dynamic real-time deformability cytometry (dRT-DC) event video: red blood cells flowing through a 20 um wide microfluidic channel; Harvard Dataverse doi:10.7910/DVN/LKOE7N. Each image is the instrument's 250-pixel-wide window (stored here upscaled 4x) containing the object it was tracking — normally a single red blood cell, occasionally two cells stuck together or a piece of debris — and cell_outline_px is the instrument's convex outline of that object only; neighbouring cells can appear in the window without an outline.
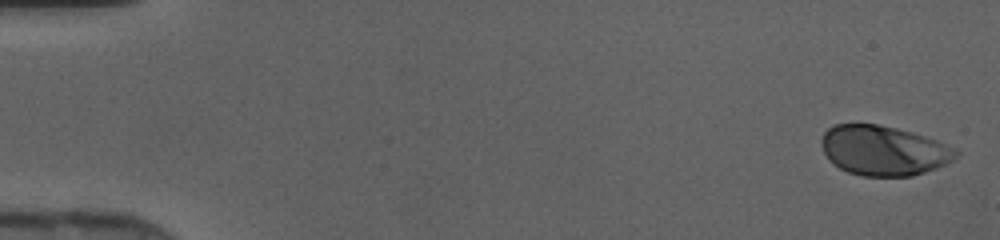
{"species": "human", "species_latin": "Homo sapiens", "temperature_condition": "cold", "stored_images_in_passage": 9, "camera_frame_rate_fps": 3000, "um_per_image_px": 0.085, "donor": {"sex": "female"}, "frame": {"image": 1, "passage_image": 1, "time_ms": 0.0, "image_size_px": [1000, 240], "cell_outline_px": [[960, 152], [952, 160], [936, 168], [912, 176], [864, 176], [848, 172], [832, 164], [824, 152], [820, 140], [824, 132], [832, 124], [876, 124], [896, 128], [912, 132], [936, 140]], "centroid_in_image_um": [75.06, 12.79], "position_along_channel_um": 9.9, "area_um2": 38.84}}